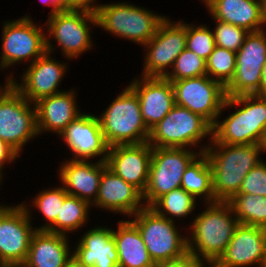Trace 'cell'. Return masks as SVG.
I'll return each instance as SVG.
<instances>
[{
	"label": "cell",
	"instance_id": "cell-14",
	"mask_svg": "<svg viewBox=\"0 0 266 267\" xmlns=\"http://www.w3.org/2000/svg\"><path fill=\"white\" fill-rule=\"evenodd\" d=\"M0 205V264L21 267L36 229L21 203Z\"/></svg>",
	"mask_w": 266,
	"mask_h": 267
},
{
	"label": "cell",
	"instance_id": "cell-39",
	"mask_svg": "<svg viewBox=\"0 0 266 267\" xmlns=\"http://www.w3.org/2000/svg\"><path fill=\"white\" fill-rule=\"evenodd\" d=\"M203 263V260L193 254L187 253L178 259L155 264V267H200Z\"/></svg>",
	"mask_w": 266,
	"mask_h": 267
},
{
	"label": "cell",
	"instance_id": "cell-37",
	"mask_svg": "<svg viewBox=\"0 0 266 267\" xmlns=\"http://www.w3.org/2000/svg\"><path fill=\"white\" fill-rule=\"evenodd\" d=\"M238 194L266 197V160H262L245 176Z\"/></svg>",
	"mask_w": 266,
	"mask_h": 267
},
{
	"label": "cell",
	"instance_id": "cell-33",
	"mask_svg": "<svg viewBox=\"0 0 266 267\" xmlns=\"http://www.w3.org/2000/svg\"><path fill=\"white\" fill-rule=\"evenodd\" d=\"M236 52L215 46L206 60V72L212 80L226 87L236 71Z\"/></svg>",
	"mask_w": 266,
	"mask_h": 267
},
{
	"label": "cell",
	"instance_id": "cell-34",
	"mask_svg": "<svg viewBox=\"0 0 266 267\" xmlns=\"http://www.w3.org/2000/svg\"><path fill=\"white\" fill-rule=\"evenodd\" d=\"M192 23L186 22V48L207 60L216 46L211 25Z\"/></svg>",
	"mask_w": 266,
	"mask_h": 267
},
{
	"label": "cell",
	"instance_id": "cell-8",
	"mask_svg": "<svg viewBox=\"0 0 266 267\" xmlns=\"http://www.w3.org/2000/svg\"><path fill=\"white\" fill-rule=\"evenodd\" d=\"M4 21L3 25L1 24V72L13 69L19 64L30 65L47 52L43 21L35 22L30 13L18 19Z\"/></svg>",
	"mask_w": 266,
	"mask_h": 267
},
{
	"label": "cell",
	"instance_id": "cell-7",
	"mask_svg": "<svg viewBox=\"0 0 266 267\" xmlns=\"http://www.w3.org/2000/svg\"><path fill=\"white\" fill-rule=\"evenodd\" d=\"M97 116L109 147L148 142L150 130L142 119L138 96L129 85Z\"/></svg>",
	"mask_w": 266,
	"mask_h": 267
},
{
	"label": "cell",
	"instance_id": "cell-20",
	"mask_svg": "<svg viewBox=\"0 0 266 267\" xmlns=\"http://www.w3.org/2000/svg\"><path fill=\"white\" fill-rule=\"evenodd\" d=\"M266 252V228L239 224L217 263L221 267H262Z\"/></svg>",
	"mask_w": 266,
	"mask_h": 267
},
{
	"label": "cell",
	"instance_id": "cell-2",
	"mask_svg": "<svg viewBox=\"0 0 266 267\" xmlns=\"http://www.w3.org/2000/svg\"><path fill=\"white\" fill-rule=\"evenodd\" d=\"M204 153L212 172V188L216 201L229 202L242 185L245 176L262 160L264 144L210 143Z\"/></svg>",
	"mask_w": 266,
	"mask_h": 267
},
{
	"label": "cell",
	"instance_id": "cell-38",
	"mask_svg": "<svg viewBox=\"0 0 266 267\" xmlns=\"http://www.w3.org/2000/svg\"><path fill=\"white\" fill-rule=\"evenodd\" d=\"M20 156L12 147L0 139V177L5 180L4 169L8 164H16L15 162Z\"/></svg>",
	"mask_w": 266,
	"mask_h": 267
},
{
	"label": "cell",
	"instance_id": "cell-6",
	"mask_svg": "<svg viewBox=\"0 0 266 267\" xmlns=\"http://www.w3.org/2000/svg\"><path fill=\"white\" fill-rule=\"evenodd\" d=\"M211 141L212 125L199 114L176 104L150 129L148 138L152 147L195 148L201 153Z\"/></svg>",
	"mask_w": 266,
	"mask_h": 267
},
{
	"label": "cell",
	"instance_id": "cell-11",
	"mask_svg": "<svg viewBox=\"0 0 266 267\" xmlns=\"http://www.w3.org/2000/svg\"><path fill=\"white\" fill-rule=\"evenodd\" d=\"M200 153L189 148L152 147L148 182L142 194L145 207H150L162 195L180 188L185 170Z\"/></svg>",
	"mask_w": 266,
	"mask_h": 267
},
{
	"label": "cell",
	"instance_id": "cell-25",
	"mask_svg": "<svg viewBox=\"0 0 266 267\" xmlns=\"http://www.w3.org/2000/svg\"><path fill=\"white\" fill-rule=\"evenodd\" d=\"M212 20H219L256 32L266 28L263 0H205Z\"/></svg>",
	"mask_w": 266,
	"mask_h": 267
},
{
	"label": "cell",
	"instance_id": "cell-49",
	"mask_svg": "<svg viewBox=\"0 0 266 267\" xmlns=\"http://www.w3.org/2000/svg\"><path fill=\"white\" fill-rule=\"evenodd\" d=\"M0 267H12V266L0 264Z\"/></svg>",
	"mask_w": 266,
	"mask_h": 267
},
{
	"label": "cell",
	"instance_id": "cell-47",
	"mask_svg": "<svg viewBox=\"0 0 266 267\" xmlns=\"http://www.w3.org/2000/svg\"><path fill=\"white\" fill-rule=\"evenodd\" d=\"M262 267H266V252H265V258Z\"/></svg>",
	"mask_w": 266,
	"mask_h": 267
},
{
	"label": "cell",
	"instance_id": "cell-18",
	"mask_svg": "<svg viewBox=\"0 0 266 267\" xmlns=\"http://www.w3.org/2000/svg\"><path fill=\"white\" fill-rule=\"evenodd\" d=\"M152 146L141 144L115 145L109 147L107 167L125 182L144 193L150 171Z\"/></svg>",
	"mask_w": 266,
	"mask_h": 267
},
{
	"label": "cell",
	"instance_id": "cell-35",
	"mask_svg": "<svg viewBox=\"0 0 266 267\" xmlns=\"http://www.w3.org/2000/svg\"><path fill=\"white\" fill-rule=\"evenodd\" d=\"M204 75H207L206 60L185 48L178 55L172 69L165 78L169 81H176Z\"/></svg>",
	"mask_w": 266,
	"mask_h": 267
},
{
	"label": "cell",
	"instance_id": "cell-41",
	"mask_svg": "<svg viewBox=\"0 0 266 267\" xmlns=\"http://www.w3.org/2000/svg\"><path fill=\"white\" fill-rule=\"evenodd\" d=\"M42 5L50 7L48 16L54 15L60 11H66V0H39Z\"/></svg>",
	"mask_w": 266,
	"mask_h": 267
},
{
	"label": "cell",
	"instance_id": "cell-30",
	"mask_svg": "<svg viewBox=\"0 0 266 267\" xmlns=\"http://www.w3.org/2000/svg\"><path fill=\"white\" fill-rule=\"evenodd\" d=\"M91 205L78 197L68 195L63 202L60 210V216L56 221L46 230L52 233L69 236L76 235L78 230L91 222L89 214L91 213Z\"/></svg>",
	"mask_w": 266,
	"mask_h": 267
},
{
	"label": "cell",
	"instance_id": "cell-31",
	"mask_svg": "<svg viewBox=\"0 0 266 267\" xmlns=\"http://www.w3.org/2000/svg\"><path fill=\"white\" fill-rule=\"evenodd\" d=\"M198 200L184 189H174L159 197L151 206L157 214L171 221H181L196 215ZM198 205V206H197Z\"/></svg>",
	"mask_w": 266,
	"mask_h": 267
},
{
	"label": "cell",
	"instance_id": "cell-28",
	"mask_svg": "<svg viewBox=\"0 0 266 267\" xmlns=\"http://www.w3.org/2000/svg\"><path fill=\"white\" fill-rule=\"evenodd\" d=\"M48 188V189H47ZM42 188L38 191L36 196L31 197L30 201L20 202L26 209L30 219L33 221V212L41 214L42 220L45 223L41 225H35L36 230H47L60 216V210L63 206L64 199L68 196L64 187L59 184V186ZM32 208V209H31ZM36 209V211H34ZM33 211V212H32Z\"/></svg>",
	"mask_w": 266,
	"mask_h": 267
},
{
	"label": "cell",
	"instance_id": "cell-24",
	"mask_svg": "<svg viewBox=\"0 0 266 267\" xmlns=\"http://www.w3.org/2000/svg\"><path fill=\"white\" fill-rule=\"evenodd\" d=\"M94 225L74 241L72 257L87 267H118L113 227Z\"/></svg>",
	"mask_w": 266,
	"mask_h": 267
},
{
	"label": "cell",
	"instance_id": "cell-16",
	"mask_svg": "<svg viewBox=\"0 0 266 267\" xmlns=\"http://www.w3.org/2000/svg\"><path fill=\"white\" fill-rule=\"evenodd\" d=\"M175 104L189 109L215 124L226 99L225 87L209 76L171 81Z\"/></svg>",
	"mask_w": 266,
	"mask_h": 267
},
{
	"label": "cell",
	"instance_id": "cell-43",
	"mask_svg": "<svg viewBox=\"0 0 266 267\" xmlns=\"http://www.w3.org/2000/svg\"><path fill=\"white\" fill-rule=\"evenodd\" d=\"M66 267H87L86 265H83L79 263L76 259L73 257L69 260L68 264Z\"/></svg>",
	"mask_w": 266,
	"mask_h": 267
},
{
	"label": "cell",
	"instance_id": "cell-27",
	"mask_svg": "<svg viewBox=\"0 0 266 267\" xmlns=\"http://www.w3.org/2000/svg\"><path fill=\"white\" fill-rule=\"evenodd\" d=\"M116 223L113 237L118 252V267H155L137 226L125 217Z\"/></svg>",
	"mask_w": 266,
	"mask_h": 267
},
{
	"label": "cell",
	"instance_id": "cell-13",
	"mask_svg": "<svg viewBox=\"0 0 266 267\" xmlns=\"http://www.w3.org/2000/svg\"><path fill=\"white\" fill-rule=\"evenodd\" d=\"M51 53L46 52L33 63L23 68L18 77L16 71L7 72L10 83L30 102L66 91L62 89V81L69 72L70 63L57 60ZM15 72V73H14ZM16 77V78H15ZM61 88V89H59Z\"/></svg>",
	"mask_w": 266,
	"mask_h": 267
},
{
	"label": "cell",
	"instance_id": "cell-45",
	"mask_svg": "<svg viewBox=\"0 0 266 267\" xmlns=\"http://www.w3.org/2000/svg\"><path fill=\"white\" fill-rule=\"evenodd\" d=\"M200 267H221L217 262H204Z\"/></svg>",
	"mask_w": 266,
	"mask_h": 267
},
{
	"label": "cell",
	"instance_id": "cell-10",
	"mask_svg": "<svg viewBox=\"0 0 266 267\" xmlns=\"http://www.w3.org/2000/svg\"><path fill=\"white\" fill-rule=\"evenodd\" d=\"M35 138H39L36 107L10 83L0 94V139L22 155Z\"/></svg>",
	"mask_w": 266,
	"mask_h": 267
},
{
	"label": "cell",
	"instance_id": "cell-46",
	"mask_svg": "<svg viewBox=\"0 0 266 267\" xmlns=\"http://www.w3.org/2000/svg\"><path fill=\"white\" fill-rule=\"evenodd\" d=\"M263 5H264V13H265V17H266V0H263Z\"/></svg>",
	"mask_w": 266,
	"mask_h": 267
},
{
	"label": "cell",
	"instance_id": "cell-22",
	"mask_svg": "<svg viewBox=\"0 0 266 267\" xmlns=\"http://www.w3.org/2000/svg\"><path fill=\"white\" fill-rule=\"evenodd\" d=\"M76 88L47 96L34 103L36 107L37 128L39 136L52 133L57 137L60 133L83 113L77 102ZM81 110V111H80Z\"/></svg>",
	"mask_w": 266,
	"mask_h": 267
},
{
	"label": "cell",
	"instance_id": "cell-36",
	"mask_svg": "<svg viewBox=\"0 0 266 267\" xmlns=\"http://www.w3.org/2000/svg\"><path fill=\"white\" fill-rule=\"evenodd\" d=\"M215 45L233 52H237L242 46L246 35L249 33L245 28L213 20Z\"/></svg>",
	"mask_w": 266,
	"mask_h": 267
},
{
	"label": "cell",
	"instance_id": "cell-12",
	"mask_svg": "<svg viewBox=\"0 0 266 267\" xmlns=\"http://www.w3.org/2000/svg\"><path fill=\"white\" fill-rule=\"evenodd\" d=\"M142 48L143 68L139 76L165 77L186 48V21H174L166 15L155 35Z\"/></svg>",
	"mask_w": 266,
	"mask_h": 267
},
{
	"label": "cell",
	"instance_id": "cell-42",
	"mask_svg": "<svg viewBox=\"0 0 266 267\" xmlns=\"http://www.w3.org/2000/svg\"><path fill=\"white\" fill-rule=\"evenodd\" d=\"M256 95L266 97V62L262 68L261 86H260L259 92Z\"/></svg>",
	"mask_w": 266,
	"mask_h": 267
},
{
	"label": "cell",
	"instance_id": "cell-44",
	"mask_svg": "<svg viewBox=\"0 0 266 267\" xmlns=\"http://www.w3.org/2000/svg\"><path fill=\"white\" fill-rule=\"evenodd\" d=\"M5 82H3L4 84H0V94L4 91V89L10 84V79L5 75Z\"/></svg>",
	"mask_w": 266,
	"mask_h": 267
},
{
	"label": "cell",
	"instance_id": "cell-4",
	"mask_svg": "<svg viewBox=\"0 0 266 267\" xmlns=\"http://www.w3.org/2000/svg\"><path fill=\"white\" fill-rule=\"evenodd\" d=\"M44 25L47 52L54 55L59 48L61 56L65 57L66 61L71 62L74 59L76 61L82 54L91 51L96 46L92 39L94 38L92 30L97 27L95 12L60 11L47 16Z\"/></svg>",
	"mask_w": 266,
	"mask_h": 267
},
{
	"label": "cell",
	"instance_id": "cell-40",
	"mask_svg": "<svg viewBox=\"0 0 266 267\" xmlns=\"http://www.w3.org/2000/svg\"><path fill=\"white\" fill-rule=\"evenodd\" d=\"M99 0H66V11L70 10H85L95 12Z\"/></svg>",
	"mask_w": 266,
	"mask_h": 267
},
{
	"label": "cell",
	"instance_id": "cell-9",
	"mask_svg": "<svg viewBox=\"0 0 266 267\" xmlns=\"http://www.w3.org/2000/svg\"><path fill=\"white\" fill-rule=\"evenodd\" d=\"M129 219L140 231L154 264L178 259L188 253L187 228L183 225L185 222L171 221L150 207H144Z\"/></svg>",
	"mask_w": 266,
	"mask_h": 267
},
{
	"label": "cell",
	"instance_id": "cell-50",
	"mask_svg": "<svg viewBox=\"0 0 266 267\" xmlns=\"http://www.w3.org/2000/svg\"><path fill=\"white\" fill-rule=\"evenodd\" d=\"M264 145H265V148H266V136H265V141H264Z\"/></svg>",
	"mask_w": 266,
	"mask_h": 267
},
{
	"label": "cell",
	"instance_id": "cell-29",
	"mask_svg": "<svg viewBox=\"0 0 266 267\" xmlns=\"http://www.w3.org/2000/svg\"><path fill=\"white\" fill-rule=\"evenodd\" d=\"M181 188L193 195L199 202H215L211 166L204 152L200 153L185 170Z\"/></svg>",
	"mask_w": 266,
	"mask_h": 267
},
{
	"label": "cell",
	"instance_id": "cell-3",
	"mask_svg": "<svg viewBox=\"0 0 266 267\" xmlns=\"http://www.w3.org/2000/svg\"><path fill=\"white\" fill-rule=\"evenodd\" d=\"M202 205L203 211L186 225L188 253L204 262H217L239 222L229 202L216 201Z\"/></svg>",
	"mask_w": 266,
	"mask_h": 267
},
{
	"label": "cell",
	"instance_id": "cell-1",
	"mask_svg": "<svg viewBox=\"0 0 266 267\" xmlns=\"http://www.w3.org/2000/svg\"><path fill=\"white\" fill-rule=\"evenodd\" d=\"M232 108H235V111ZM226 109L233 112L229 111L230 113L223 119ZM265 136L266 97L256 94L226 97L221 112L212 126L211 143L264 144Z\"/></svg>",
	"mask_w": 266,
	"mask_h": 267
},
{
	"label": "cell",
	"instance_id": "cell-32",
	"mask_svg": "<svg viewBox=\"0 0 266 267\" xmlns=\"http://www.w3.org/2000/svg\"><path fill=\"white\" fill-rule=\"evenodd\" d=\"M229 203L239 224L266 228L265 196L236 194Z\"/></svg>",
	"mask_w": 266,
	"mask_h": 267
},
{
	"label": "cell",
	"instance_id": "cell-17",
	"mask_svg": "<svg viewBox=\"0 0 266 267\" xmlns=\"http://www.w3.org/2000/svg\"><path fill=\"white\" fill-rule=\"evenodd\" d=\"M67 147L70 160L106 162L109 146L105 141L99 117L83 112L58 135ZM99 158V159H98Z\"/></svg>",
	"mask_w": 266,
	"mask_h": 267
},
{
	"label": "cell",
	"instance_id": "cell-23",
	"mask_svg": "<svg viewBox=\"0 0 266 267\" xmlns=\"http://www.w3.org/2000/svg\"><path fill=\"white\" fill-rule=\"evenodd\" d=\"M61 161L58 180L70 196L78 197L92 205L98 196L101 175L106 162L70 160Z\"/></svg>",
	"mask_w": 266,
	"mask_h": 267
},
{
	"label": "cell",
	"instance_id": "cell-26",
	"mask_svg": "<svg viewBox=\"0 0 266 267\" xmlns=\"http://www.w3.org/2000/svg\"><path fill=\"white\" fill-rule=\"evenodd\" d=\"M70 242L73 244L70 236L36 230L21 267H66L72 258Z\"/></svg>",
	"mask_w": 266,
	"mask_h": 267
},
{
	"label": "cell",
	"instance_id": "cell-5",
	"mask_svg": "<svg viewBox=\"0 0 266 267\" xmlns=\"http://www.w3.org/2000/svg\"><path fill=\"white\" fill-rule=\"evenodd\" d=\"M101 3L95 11L97 28L142 47L155 35L166 17L129 1Z\"/></svg>",
	"mask_w": 266,
	"mask_h": 267
},
{
	"label": "cell",
	"instance_id": "cell-15",
	"mask_svg": "<svg viewBox=\"0 0 266 267\" xmlns=\"http://www.w3.org/2000/svg\"><path fill=\"white\" fill-rule=\"evenodd\" d=\"M265 62L266 28L249 32L236 52V71L231 82L225 87L226 97L257 94Z\"/></svg>",
	"mask_w": 266,
	"mask_h": 267
},
{
	"label": "cell",
	"instance_id": "cell-19",
	"mask_svg": "<svg viewBox=\"0 0 266 267\" xmlns=\"http://www.w3.org/2000/svg\"><path fill=\"white\" fill-rule=\"evenodd\" d=\"M91 207L130 218L143 209L145 204L142 193L136 187L106 166L101 175L98 196Z\"/></svg>",
	"mask_w": 266,
	"mask_h": 267
},
{
	"label": "cell",
	"instance_id": "cell-21",
	"mask_svg": "<svg viewBox=\"0 0 266 267\" xmlns=\"http://www.w3.org/2000/svg\"><path fill=\"white\" fill-rule=\"evenodd\" d=\"M128 85L138 96L142 119L149 130L175 105L172 83L165 77L136 76Z\"/></svg>",
	"mask_w": 266,
	"mask_h": 267
},
{
	"label": "cell",
	"instance_id": "cell-48",
	"mask_svg": "<svg viewBox=\"0 0 266 267\" xmlns=\"http://www.w3.org/2000/svg\"><path fill=\"white\" fill-rule=\"evenodd\" d=\"M3 181L4 180L0 177V186L3 185V183H2ZM0 190H2L1 187H0ZM0 205H1V202H0Z\"/></svg>",
	"mask_w": 266,
	"mask_h": 267
}]
</instances>
